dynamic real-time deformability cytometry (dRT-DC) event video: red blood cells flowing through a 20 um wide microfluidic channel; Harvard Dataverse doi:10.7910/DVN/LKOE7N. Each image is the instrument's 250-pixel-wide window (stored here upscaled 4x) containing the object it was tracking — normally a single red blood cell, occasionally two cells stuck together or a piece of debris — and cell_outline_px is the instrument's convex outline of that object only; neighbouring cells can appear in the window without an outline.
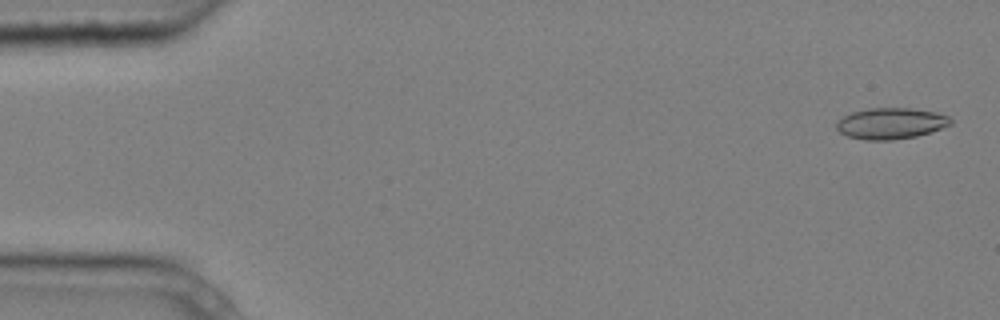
{"species": "common noctule bat (a hibernating species)", "species_latin": "Nyctalus noctula", "temperature_condition": "cold", "stored_images_in_passage": 3, "camera_frame_rate_fps": 3000, "um_per_image_px": 0.085, "animal": {"sex": "male", "body_mass_g": 20.4}, "frame": {"image": 1, "passage_image": 1, "time_ms": 0.0, "image_size_px": [1000, 320], "cell_outline_px": [[952, 124], [916, 136], [892, 140], [868, 140], [848, 136], [840, 132], [836, 128], [836, 120], [852, 112], [868, 108], [912, 108], [936, 112], [948, 116], [952, 120]], "centroid_in_image_um": [75.7, 10.48], "position_along_channel_um": 9.3, "area_um2": 20.63}}